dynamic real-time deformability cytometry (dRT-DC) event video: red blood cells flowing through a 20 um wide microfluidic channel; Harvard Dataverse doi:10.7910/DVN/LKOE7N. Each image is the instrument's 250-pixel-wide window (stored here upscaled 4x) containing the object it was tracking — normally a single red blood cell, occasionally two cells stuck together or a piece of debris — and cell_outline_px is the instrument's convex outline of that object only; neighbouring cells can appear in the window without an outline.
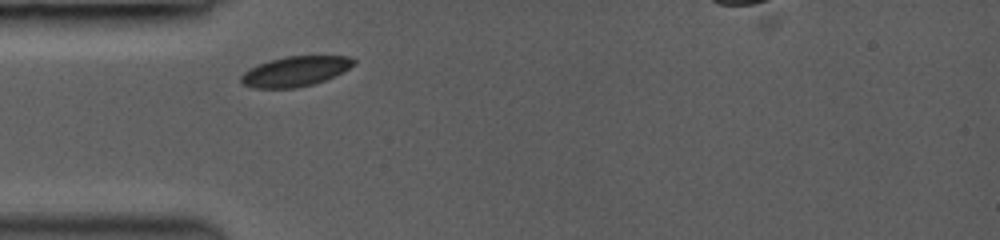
{"species": "common noctule bat (a hibernating species)", "species_latin": "Nyctalus noctula", "temperature_condition": "room temperature", "stored_images_in_passage": 2, "camera_frame_rate_fps": 3000, "um_per_image_px": 0.085, "animal": {"sex": "female", "body_mass_g": 19.0, "forearm_length_mm": 53.3}, "frame": {"image": 1, "passage_image": 1, "time_ms": 0.0, "image_size_px": [1000, 240], "cell_outline_px": [[356, 64], [344, 72], [324, 80], [312, 84], [296, 88], [252, 88], [244, 84], [240, 80], [240, 76], [244, 72], [260, 64], [284, 56], [352, 56], [356, 60]], "centroid_in_image_um": [25.15, 6.06], "position_along_channel_um": 59.8, "area_um2": 19.65}}
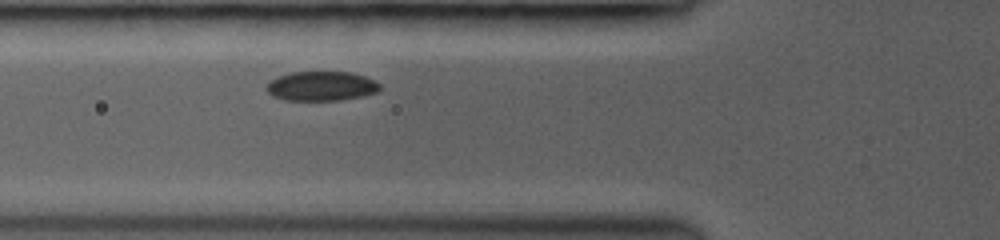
{"frame": {"image": 2, "passage_image": 2, "time_ms": 1.0, "image_size_px": [1000, 240], "cell_outline_px": [[380, 88], [376, 92], [364, 96], [340, 100], [284, 100], [272, 96], [264, 88], [272, 80], [280, 76], [292, 72], [352, 72], [364, 76], [380, 84]], "centroid_in_image_um": [27.31, 7.32], "position_along_channel_um": 98.5, "area_um2": 19.36}}